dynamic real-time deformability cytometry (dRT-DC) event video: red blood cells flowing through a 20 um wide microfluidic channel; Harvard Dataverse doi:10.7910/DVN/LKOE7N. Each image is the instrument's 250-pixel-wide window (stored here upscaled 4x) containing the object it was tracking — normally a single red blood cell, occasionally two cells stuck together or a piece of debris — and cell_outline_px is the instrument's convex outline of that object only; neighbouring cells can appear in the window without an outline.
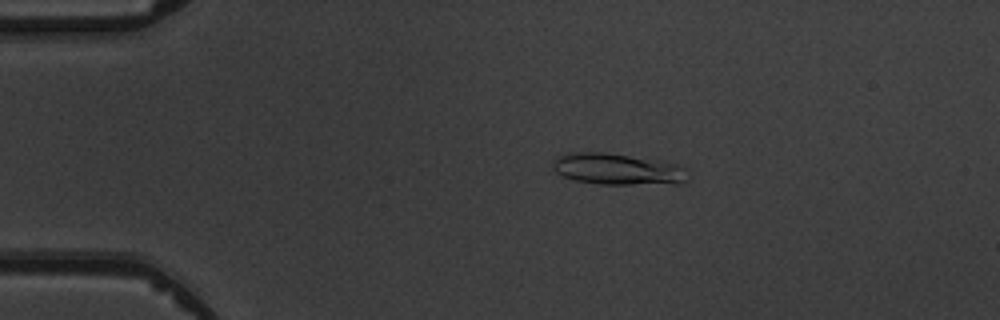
{"species": "common noctule bat (a hibernating species)", "species_latin": "Nyctalus noctula", "temperature_condition": "warm", "stored_images_in_passage": 5, "camera_frame_rate_fps": 3000, "um_per_image_px": 0.085, "animal": {"sex": "male", "body_mass_g": 19.5, "forearm_length_mm": 54.6}, "frame": {"image": 1, "passage_image": 2, "time_ms": 1.333, "image_size_px": [1000, 320], "cell_outline_px": [[688, 180], [684, 184], [600, 184], [576, 180], [564, 176], [556, 172], [552, 168], [552, 164], [556, 156], [568, 152], [604, 152], [660, 160], [676, 164], [688, 168]], "centroid_in_image_um": [52.55, 14.37], "position_along_channel_um": 32.4, "area_um2": 25.14}}